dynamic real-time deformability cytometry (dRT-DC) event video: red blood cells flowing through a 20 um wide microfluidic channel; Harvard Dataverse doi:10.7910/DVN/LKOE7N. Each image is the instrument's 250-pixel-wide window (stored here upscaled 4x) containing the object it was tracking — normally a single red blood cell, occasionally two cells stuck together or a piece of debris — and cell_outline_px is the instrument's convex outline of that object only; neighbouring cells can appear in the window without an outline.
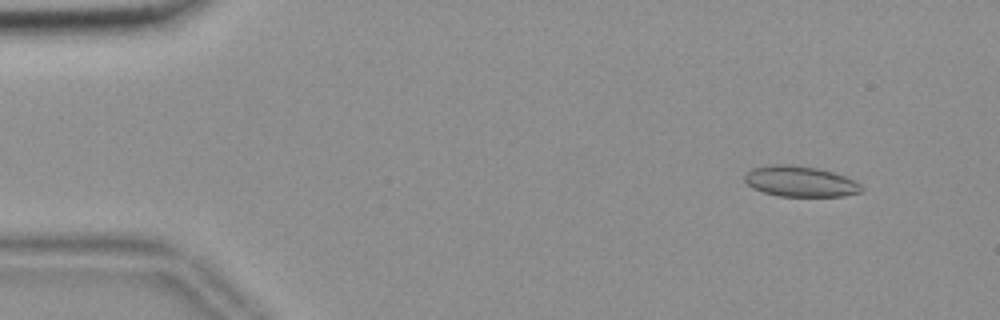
{"species": "common noctule bat (a hibernating species)", "species_latin": "Nyctalus noctula", "temperature_condition": "room temperature", "stored_images_in_passage": 56, "camera_frame_rate_fps": 3000, "um_per_image_px": 0.085, "animal": {"sex": "female", "body_mass_g": 18.4}, "frame": {"image": 1, "passage_image": 6, "time_ms": 1.667, "image_size_px": [1000, 320], "cell_outline_px": [[864, 188], [860, 192], [844, 196], [780, 196], [764, 192], [752, 188], [744, 180], [744, 176], [752, 168], [768, 164], [788, 164], [820, 168], [844, 176], [860, 184]], "centroid_in_image_um": [68.0, 15.41], "position_along_channel_um": 17.0, "area_um2": 20.87}}
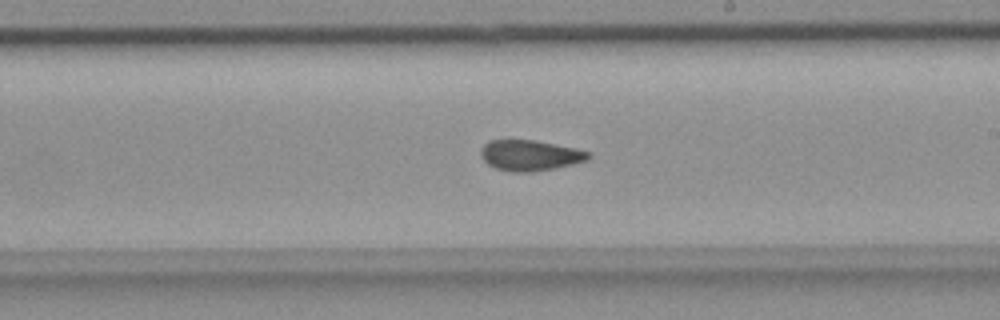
{"frame": {"image": 2, "passage_image": 33, "time_ms": 10.667, "image_size_px": [1000, 320], "cell_outline_px": [[592, 156], [588, 160], [572, 164], [532, 172], [512, 172], [496, 168], [488, 164], [480, 156], [480, 148], [488, 140], [536, 140], [576, 148], [592, 152]], "centroid_in_image_um": [45.06, 13.19], "position_along_channel_um": 243.9, "area_um2": 19.36}}
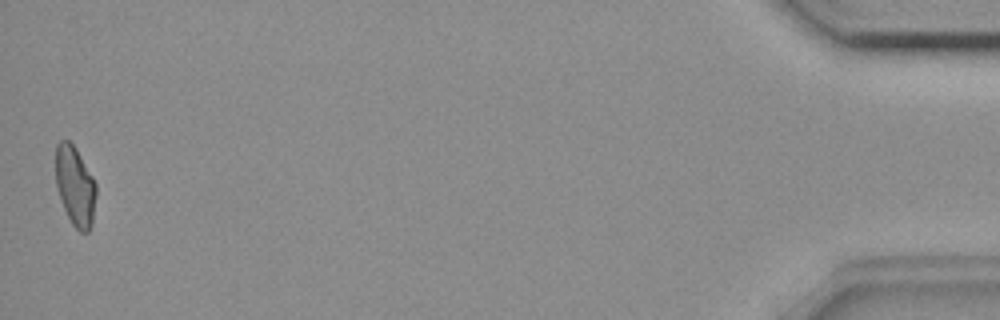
{"frame": {"image": 3, "passage_image": 56, "time_ms": 18.333, "image_size_px": [1000, 320], "cell_outline_px": [[96, 196], [92, 224], [88, 232], [80, 232], [72, 224], [64, 208], [56, 184], [56, 144], [60, 140], [68, 140], [76, 148], [92, 176], [96, 184]], "centroid_in_image_um": [6.39, 15.81], "position_along_channel_um": 428.8, "area_um2": 18.61}, "authors_computed_cell_mechanics": {"area_um2": 19.7387, "velocity_mm_per_s": 3.6361, "shape_relaxation_time_tau1_ms": null, "shape_relaxation_time_tau2_ms": 2.341, "deformation_change_tau1": null, "deformation_change_tau2": 0.0739}}